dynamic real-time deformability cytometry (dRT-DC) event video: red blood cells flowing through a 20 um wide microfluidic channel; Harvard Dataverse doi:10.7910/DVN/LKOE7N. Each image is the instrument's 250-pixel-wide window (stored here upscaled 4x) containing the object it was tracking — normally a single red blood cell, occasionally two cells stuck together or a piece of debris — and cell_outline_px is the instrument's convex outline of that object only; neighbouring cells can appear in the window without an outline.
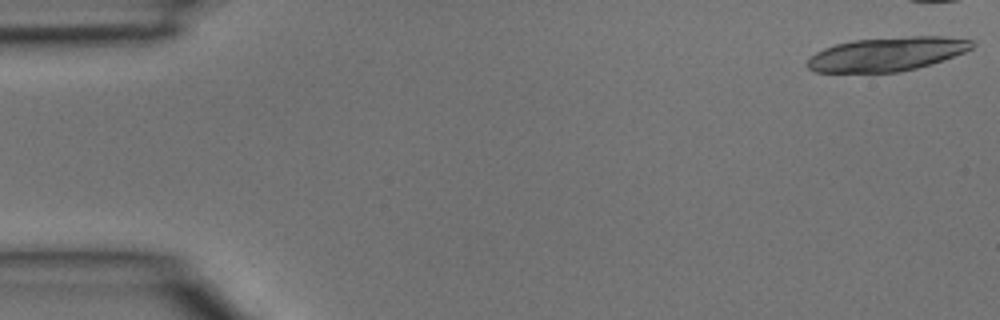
{"species": "common noctule bat (a hibernating species)", "species_latin": "Nyctalus noctula", "temperature_condition": "room temperature", "stored_images_in_passage": 6, "camera_frame_rate_fps": 3000, "um_per_image_px": 0.085, "animal": {"sex": "male", "body_mass_g": 15.6}, "frame": {"image": 1, "passage_image": 1, "time_ms": 0.0, "image_size_px": [1000, 320], "cell_outline_px": [[976, 44], [972, 48], [964, 52], [932, 64], [900, 72], [816, 72], [808, 68], [804, 64], [808, 56], [824, 48], [836, 44], [852, 40], [908, 36], [944, 36], [972, 40]], "centroid_in_image_um": [75.37, 4.59], "position_along_channel_um": 9.6, "area_um2": 32.77}}
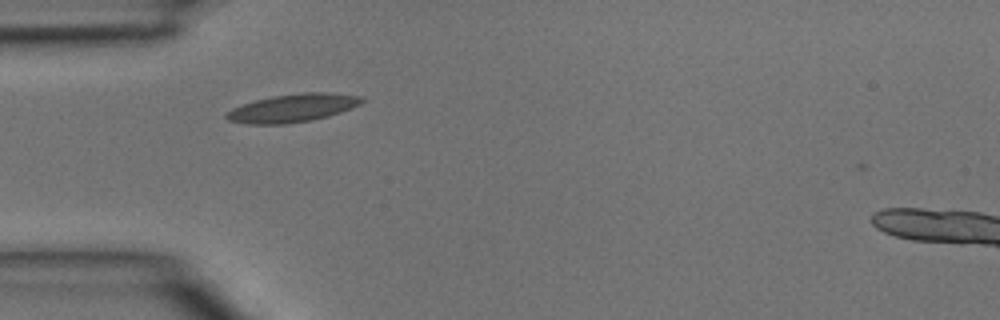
{"frame": {"image": 2, "passage_image": 5, "time_ms": 1.333, "image_size_px": [1000, 320], "cell_outline_px": [[368, 100], [352, 108], [328, 116], [312, 120], [284, 124], [248, 124], [228, 120], [224, 116], [232, 108], [256, 100], [272, 96], [304, 92], [328, 92], [364, 96]], "centroid_in_image_um": [24.95, 9.17], "position_along_channel_um": 60.1, "area_um2": 22.25}}